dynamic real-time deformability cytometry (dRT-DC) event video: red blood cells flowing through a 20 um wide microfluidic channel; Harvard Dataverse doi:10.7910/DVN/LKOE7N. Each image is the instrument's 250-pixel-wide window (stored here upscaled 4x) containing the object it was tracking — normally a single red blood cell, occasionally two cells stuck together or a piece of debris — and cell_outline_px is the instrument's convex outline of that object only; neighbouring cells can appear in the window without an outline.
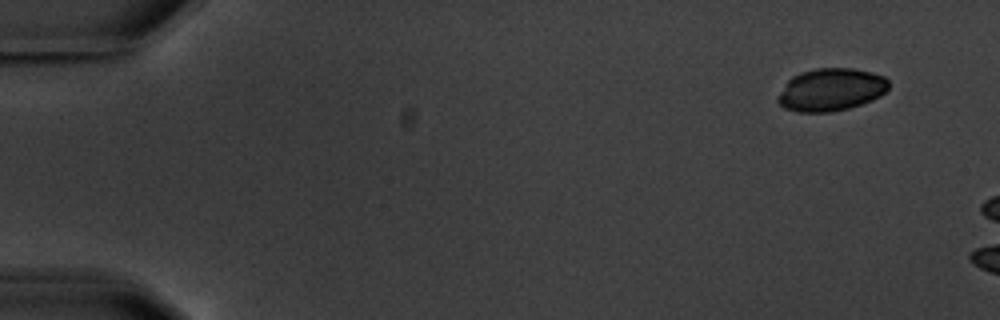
{"species": "common noctule bat (a hibernating species)", "species_latin": "Nyctalus noctula", "temperature_condition": "warm", "stored_images_in_passage": 5, "segment_of_instrument_passage": [2, 2], "camera_frame_rate_fps": 3000, "um_per_image_px": 0.085, "animal": {"sex": "male", "body_mass_g": 20.1, "forearm_length_mm": 53.5}, "frame": {"image": 1, "passage_image": 5, "time_ms": 5.667, "image_size_px": [1000, 320], "cell_outline_px": [[888, 88], [880, 96], [872, 100], [848, 108], [832, 112], [796, 112], [784, 108], [776, 100], [776, 96], [788, 80], [792, 76], [800, 72], [816, 68], [852, 68], [872, 72], [884, 76], [888, 80]], "centroid_in_image_um": [70.6, 7.62], "position_along_channel_um": 14.4, "area_um2": 27.69}}